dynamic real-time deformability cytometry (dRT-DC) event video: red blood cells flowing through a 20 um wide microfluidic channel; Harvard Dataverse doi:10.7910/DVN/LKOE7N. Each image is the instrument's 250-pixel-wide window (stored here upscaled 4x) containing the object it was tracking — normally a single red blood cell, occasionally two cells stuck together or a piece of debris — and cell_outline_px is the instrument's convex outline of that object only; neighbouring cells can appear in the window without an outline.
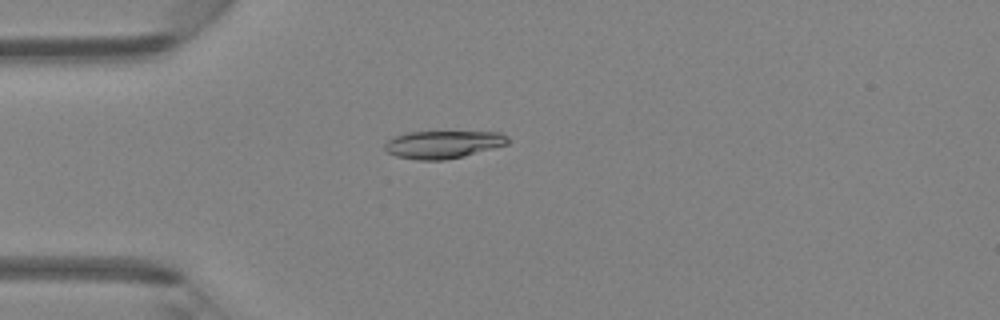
{"species": "Egyptian fruit bat (a non-hibernating species)", "species_latin": "Rousettus aegyptiacus", "temperature_condition": "room temperature", "stored_images_in_passage": 3, "camera_frame_rate_fps": 3000, "um_per_image_px": 0.085, "animal": {"sex": "female"}, "frame": {"image": 1, "passage_image": 2, "time_ms": 1.333, "image_size_px": [1000, 320], "cell_outline_px": [[508, 144], [464, 156], [444, 160], [420, 160], [396, 156], [388, 152], [384, 148], [384, 144], [388, 140], [396, 136], [408, 132], [500, 132], [508, 136]], "centroid_in_image_um": [37.67, 12.28], "position_along_channel_um": 47.3, "area_um2": 19.71}}